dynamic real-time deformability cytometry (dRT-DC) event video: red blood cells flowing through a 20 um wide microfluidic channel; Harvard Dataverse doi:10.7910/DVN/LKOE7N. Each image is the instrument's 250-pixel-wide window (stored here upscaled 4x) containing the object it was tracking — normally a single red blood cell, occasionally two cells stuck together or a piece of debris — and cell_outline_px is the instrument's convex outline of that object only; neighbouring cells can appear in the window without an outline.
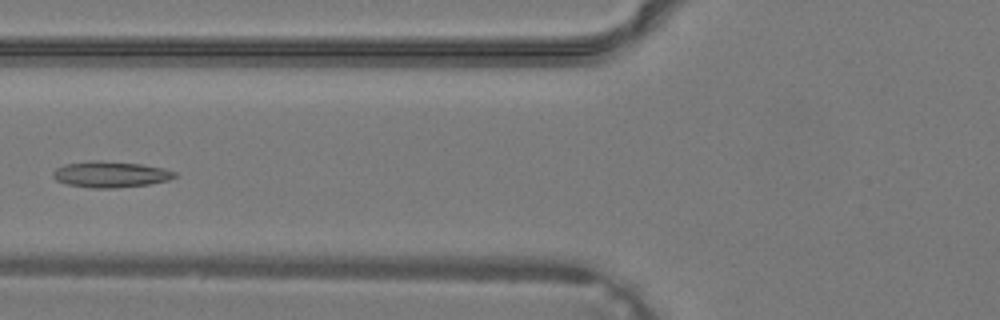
{"species": "common noctule bat (a hibernating species)", "species_latin": "Nyctalus noctula", "temperature_condition": "warm", "stored_images_in_passage": 39, "camera_frame_rate_fps": 3000, "um_per_image_px": 0.085, "animal": {"sex": "male", "body_mass_g": 19.2, "forearm_length_mm": 51.8}, "frame": {"image": 1, "passage_image": 16, "time_ms": 5.0, "image_size_px": [1000, 320], "cell_outline_px": [[176, 176], [168, 180], [148, 184], [112, 188], [92, 188], [68, 184], [56, 180], [52, 176], [52, 172], [56, 168], [64, 164], [88, 160], [100, 160], [140, 164], [164, 168], [176, 172]], "centroid_in_image_um": [9.36, 14.81], "position_along_channel_um": 116.4, "area_um2": 18.5}}
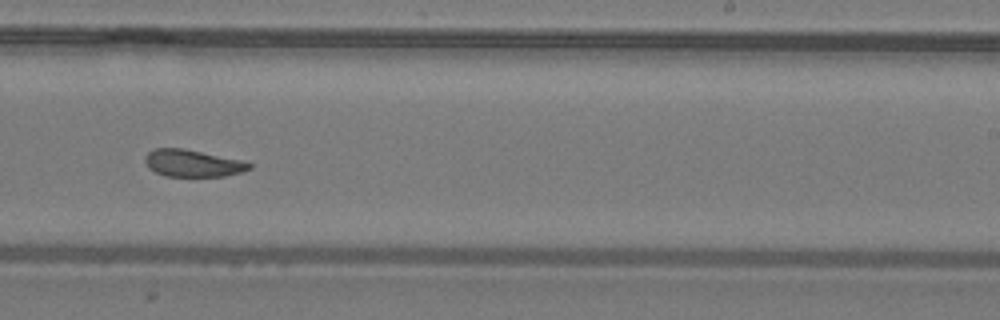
{"frame": {"image": 2, "passage_image": 25, "time_ms": 8.0, "image_size_px": [1000, 320], "cell_outline_px": [[252, 168], [240, 172], [224, 176], [164, 176], [148, 168], [144, 160], [144, 156], [148, 152], [156, 148], [184, 148], [244, 160], [252, 164]], "centroid_in_image_um": [16.38, 13.86], "position_along_channel_um": 272.6, "area_um2": 16.59}}
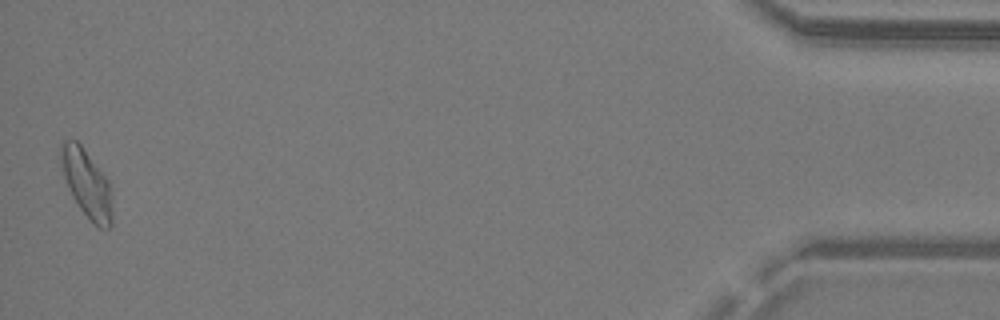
{"frame": {"image": 3, "passage_image": 39, "time_ms": 12.667, "image_size_px": [1000, 320], "cell_outline_px": [[112, 224], [108, 228], [100, 228], [92, 224], [80, 208], [72, 196], [64, 176], [60, 160], [60, 144], [64, 140], [76, 140], [80, 144], [108, 180], [112, 200]], "centroid_in_image_um": [7.37, 15.63], "position_along_channel_um": 427.8, "area_um2": 20.17}}